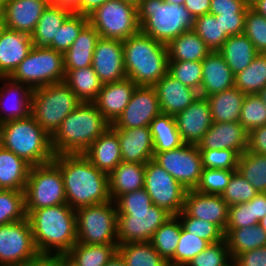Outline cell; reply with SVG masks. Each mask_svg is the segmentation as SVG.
Here are the masks:
<instances>
[{
	"label": "cell",
	"instance_id": "obj_47",
	"mask_svg": "<svg viewBox=\"0 0 266 266\" xmlns=\"http://www.w3.org/2000/svg\"><path fill=\"white\" fill-rule=\"evenodd\" d=\"M210 243L181 229V234L174 256L168 261L169 266H186L200 252L205 250Z\"/></svg>",
	"mask_w": 266,
	"mask_h": 266
},
{
	"label": "cell",
	"instance_id": "obj_44",
	"mask_svg": "<svg viewBox=\"0 0 266 266\" xmlns=\"http://www.w3.org/2000/svg\"><path fill=\"white\" fill-rule=\"evenodd\" d=\"M193 30L211 51H218L228 39L219 21V15L204 14L195 18Z\"/></svg>",
	"mask_w": 266,
	"mask_h": 266
},
{
	"label": "cell",
	"instance_id": "obj_67",
	"mask_svg": "<svg viewBox=\"0 0 266 266\" xmlns=\"http://www.w3.org/2000/svg\"><path fill=\"white\" fill-rule=\"evenodd\" d=\"M21 266H56L54 257H41L33 263Z\"/></svg>",
	"mask_w": 266,
	"mask_h": 266
},
{
	"label": "cell",
	"instance_id": "obj_50",
	"mask_svg": "<svg viewBox=\"0 0 266 266\" xmlns=\"http://www.w3.org/2000/svg\"><path fill=\"white\" fill-rule=\"evenodd\" d=\"M177 216L185 231L208 241L210 244L224 240V232L216 224L190 217L183 210Z\"/></svg>",
	"mask_w": 266,
	"mask_h": 266
},
{
	"label": "cell",
	"instance_id": "obj_57",
	"mask_svg": "<svg viewBox=\"0 0 266 266\" xmlns=\"http://www.w3.org/2000/svg\"><path fill=\"white\" fill-rule=\"evenodd\" d=\"M117 211L147 210L153 202L145 188L121 195L116 201Z\"/></svg>",
	"mask_w": 266,
	"mask_h": 266
},
{
	"label": "cell",
	"instance_id": "obj_32",
	"mask_svg": "<svg viewBox=\"0 0 266 266\" xmlns=\"http://www.w3.org/2000/svg\"><path fill=\"white\" fill-rule=\"evenodd\" d=\"M218 52L231 68L234 75L249 66L259 53L244 34L229 36Z\"/></svg>",
	"mask_w": 266,
	"mask_h": 266
},
{
	"label": "cell",
	"instance_id": "obj_76",
	"mask_svg": "<svg viewBox=\"0 0 266 266\" xmlns=\"http://www.w3.org/2000/svg\"><path fill=\"white\" fill-rule=\"evenodd\" d=\"M224 266H237L236 262L234 261V259L232 258L227 264H225Z\"/></svg>",
	"mask_w": 266,
	"mask_h": 266
},
{
	"label": "cell",
	"instance_id": "obj_64",
	"mask_svg": "<svg viewBox=\"0 0 266 266\" xmlns=\"http://www.w3.org/2000/svg\"><path fill=\"white\" fill-rule=\"evenodd\" d=\"M109 0H81L80 2V14L89 16L97 8L101 7Z\"/></svg>",
	"mask_w": 266,
	"mask_h": 266
},
{
	"label": "cell",
	"instance_id": "obj_3",
	"mask_svg": "<svg viewBox=\"0 0 266 266\" xmlns=\"http://www.w3.org/2000/svg\"><path fill=\"white\" fill-rule=\"evenodd\" d=\"M111 123L93 102L80 103L51 136L54 155L82 154Z\"/></svg>",
	"mask_w": 266,
	"mask_h": 266
},
{
	"label": "cell",
	"instance_id": "obj_17",
	"mask_svg": "<svg viewBox=\"0 0 266 266\" xmlns=\"http://www.w3.org/2000/svg\"><path fill=\"white\" fill-rule=\"evenodd\" d=\"M92 67L103 84L127 78L123 41L100 37L94 49Z\"/></svg>",
	"mask_w": 266,
	"mask_h": 266
},
{
	"label": "cell",
	"instance_id": "obj_19",
	"mask_svg": "<svg viewBox=\"0 0 266 266\" xmlns=\"http://www.w3.org/2000/svg\"><path fill=\"white\" fill-rule=\"evenodd\" d=\"M199 150L231 149L239 156L248 148V133L239 122H212L196 145Z\"/></svg>",
	"mask_w": 266,
	"mask_h": 266
},
{
	"label": "cell",
	"instance_id": "obj_10",
	"mask_svg": "<svg viewBox=\"0 0 266 266\" xmlns=\"http://www.w3.org/2000/svg\"><path fill=\"white\" fill-rule=\"evenodd\" d=\"M25 193V211L67 204L60 168L53 162L31 166Z\"/></svg>",
	"mask_w": 266,
	"mask_h": 266
},
{
	"label": "cell",
	"instance_id": "obj_6",
	"mask_svg": "<svg viewBox=\"0 0 266 266\" xmlns=\"http://www.w3.org/2000/svg\"><path fill=\"white\" fill-rule=\"evenodd\" d=\"M137 13L140 31L165 45L192 30L195 20L184 5L164 0H141Z\"/></svg>",
	"mask_w": 266,
	"mask_h": 266
},
{
	"label": "cell",
	"instance_id": "obj_45",
	"mask_svg": "<svg viewBox=\"0 0 266 266\" xmlns=\"http://www.w3.org/2000/svg\"><path fill=\"white\" fill-rule=\"evenodd\" d=\"M26 218L24 191L0 189V225Z\"/></svg>",
	"mask_w": 266,
	"mask_h": 266
},
{
	"label": "cell",
	"instance_id": "obj_56",
	"mask_svg": "<svg viewBox=\"0 0 266 266\" xmlns=\"http://www.w3.org/2000/svg\"><path fill=\"white\" fill-rule=\"evenodd\" d=\"M259 224L254 218L253 199L246 202L229 206L228 221L226 228H244Z\"/></svg>",
	"mask_w": 266,
	"mask_h": 266
},
{
	"label": "cell",
	"instance_id": "obj_43",
	"mask_svg": "<svg viewBox=\"0 0 266 266\" xmlns=\"http://www.w3.org/2000/svg\"><path fill=\"white\" fill-rule=\"evenodd\" d=\"M237 171L258 192L266 193V155L245 151L239 156Z\"/></svg>",
	"mask_w": 266,
	"mask_h": 266
},
{
	"label": "cell",
	"instance_id": "obj_36",
	"mask_svg": "<svg viewBox=\"0 0 266 266\" xmlns=\"http://www.w3.org/2000/svg\"><path fill=\"white\" fill-rule=\"evenodd\" d=\"M224 239L232 258L240 253L266 246V231L260 224L244 228H225Z\"/></svg>",
	"mask_w": 266,
	"mask_h": 266
},
{
	"label": "cell",
	"instance_id": "obj_48",
	"mask_svg": "<svg viewBox=\"0 0 266 266\" xmlns=\"http://www.w3.org/2000/svg\"><path fill=\"white\" fill-rule=\"evenodd\" d=\"M239 123L247 133L266 125V105L257 94L245 95Z\"/></svg>",
	"mask_w": 266,
	"mask_h": 266
},
{
	"label": "cell",
	"instance_id": "obj_33",
	"mask_svg": "<svg viewBox=\"0 0 266 266\" xmlns=\"http://www.w3.org/2000/svg\"><path fill=\"white\" fill-rule=\"evenodd\" d=\"M244 97L245 94L235 86L206 97L212 122H239Z\"/></svg>",
	"mask_w": 266,
	"mask_h": 266
},
{
	"label": "cell",
	"instance_id": "obj_11",
	"mask_svg": "<svg viewBox=\"0 0 266 266\" xmlns=\"http://www.w3.org/2000/svg\"><path fill=\"white\" fill-rule=\"evenodd\" d=\"M88 18L102 38L124 41L140 31L137 7L120 0L107 1Z\"/></svg>",
	"mask_w": 266,
	"mask_h": 266
},
{
	"label": "cell",
	"instance_id": "obj_28",
	"mask_svg": "<svg viewBox=\"0 0 266 266\" xmlns=\"http://www.w3.org/2000/svg\"><path fill=\"white\" fill-rule=\"evenodd\" d=\"M82 154L98 170L109 175L122 162L117 133L109 127Z\"/></svg>",
	"mask_w": 266,
	"mask_h": 266
},
{
	"label": "cell",
	"instance_id": "obj_29",
	"mask_svg": "<svg viewBox=\"0 0 266 266\" xmlns=\"http://www.w3.org/2000/svg\"><path fill=\"white\" fill-rule=\"evenodd\" d=\"M145 164L121 162L108 175L109 195L116 201L121 195L144 187Z\"/></svg>",
	"mask_w": 266,
	"mask_h": 266
},
{
	"label": "cell",
	"instance_id": "obj_25",
	"mask_svg": "<svg viewBox=\"0 0 266 266\" xmlns=\"http://www.w3.org/2000/svg\"><path fill=\"white\" fill-rule=\"evenodd\" d=\"M154 88L163 114L174 116L186 109L199 97V93L195 89L185 86L169 73L163 76L154 85Z\"/></svg>",
	"mask_w": 266,
	"mask_h": 266
},
{
	"label": "cell",
	"instance_id": "obj_55",
	"mask_svg": "<svg viewBox=\"0 0 266 266\" xmlns=\"http://www.w3.org/2000/svg\"><path fill=\"white\" fill-rule=\"evenodd\" d=\"M202 166L207 169L237 170L239 155L231 149L199 150Z\"/></svg>",
	"mask_w": 266,
	"mask_h": 266
},
{
	"label": "cell",
	"instance_id": "obj_4",
	"mask_svg": "<svg viewBox=\"0 0 266 266\" xmlns=\"http://www.w3.org/2000/svg\"><path fill=\"white\" fill-rule=\"evenodd\" d=\"M127 78L137 86H154L168 73L167 46L139 31L123 41Z\"/></svg>",
	"mask_w": 266,
	"mask_h": 266
},
{
	"label": "cell",
	"instance_id": "obj_14",
	"mask_svg": "<svg viewBox=\"0 0 266 266\" xmlns=\"http://www.w3.org/2000/svg\"><path fill=\"white\" fill-rule=\"evenodd\" d=\"M153 160L185 189L195 190L199 184L203 166L201 153L196 145L184 143L169 151L154 152Z\"/></svg>",
	"mask_w": 266,
	"mask_h": 266
},
{
	"label": "cell",
	"instance_id": "obj_13",
	"mask_svg": "<svg viewBox=\"0 0 266 266\" xmlns=\"http://www.w3.org/2000/svg\"><path fill=\"white\" fill-rule=\"evenodd\" d=\"M144 188L153 205L178 215L184 207L185 189L173 176L153 159L145 164Z\"/></svg>",
	"mask_w": 266,
	"mask_h": 266
},
{
	"label": "cell",
	"instance_id": "obj_61",
	"mask_svg": "<svg viewBox=\"0 0 266 266\" xmlns=\"http://www.w3.org/2000/svg\"><path fill=\"white\" fill-rule=\"evenodd\" d=\"M248 151L266 155V125L248 133Z\"/></svg>",
	"mask_w": 266,
	"mask_h": 266
},
{
	"label": "cell",
	"instance_id": "obj_31",
	"mask_svg": "<svg viewBox=\"0 0 266 266\" xmlns=\"http://www.w3.org/2000/svg\"><path fill=\"white\" fill-rule=\"evenodd\" d=\"M99 33L88 23L71 47L64 53V69L86 68L92 65L93 53Z\"/></svg>",
	"mask_w": 266,
	"mask_h": 266
},
{
	"label": "cell",
	"instance_id": "obj_9",
	"mask_svg": "<svg viewBox=\"0 0 266 266\" xmlns=\"http://www.w3.org/2000/svg\"><path fill=\"white\" fill-rule=\"evenodd\" d=\"M75 211L78 243L118 244V213L114 201L83 206Z\"/></svg>",
	"mask_w": 266,
	"mask_h": 266
},
{
	"label": "cell",
	"instance_id": "obj_38",
	"mask_svg": "<svg viewBox=\"0 0 266 266\" xmlns=\"http://www.w3.org/2000/svg\"><path fill=\"white\" fill-rule=\"evenodd\" d=\"M118 244L76 243L66 256L77 266H105L117 252Z\"/></svg>",
	"mask_w": 266,
	"mask_h": 266
},
{
	"label": "cell",
	"instance_id": "obj_73",
	"mask_svg": "<svg viewBox=\"0 0 266 266\" xmlns=\"http://www.w3.org/2000/svg\"><path fill=\"white\" fill-rule=\"evenodd\" d=\"M120 1L130 3V4L138 7V5H139V3H140L141 0H120Z\"/></svg>",
	"mask_w": 266,
	"mask_h": 266
},
{
	"label": "cell",
	"instance_id": "obj_20",
	"mask_svg": "<svg viewBox=\"0 0 266 266\" xmlns=\"http://www.w3.org/2000/svg\"><path fill=\"white\" fill-rule=\"evenodd\" d=\"M229 206L221 195L187 190L183 211L190 217L207 220L225 232Z\"/></svg>",
	"mask_w": 266,
	"mask_h": 266
},
{
	"label": "cell",
	"instance_id": "obj_18",
	"mask_svg": "<svg viewBox=\"0 0 266 266\" xmlns=\"http://www.w3.org/2000/svg\"><path fill=\"white\" fill-rule=\"evenodd\" d=\"M174 119L183 143L197 145L212 125L206 97L199 96L186 109L175 114Z\"/></svg>",
	"mask_w": 266,
	"mask_h": 266
},
{
	"label": "cell",
	"instance_id": "obj_46",
	"mask_svg": "<svg viewBox=\"0 0 266 266\" xmlns=\"http://www.w3.org/2000/svg\"><path fill=\"white\" fill-rule=\"evenodd\" d=\"M88 23V16L72 13L58 28V33L48 47L64 54Z\"/></svg>",
	"mask_w": 266,
	"mask_h": 266
},
{
	"label": "cell",
	"instance_id": "obj_1",
	"mask_svg": "<svg viewBox=\"0 0 266 266\" xmlns=\"http://www.w3.org/2000/svg\"><path fill=\"white\" fill-rule=\"evenodd\" d=\"M60 168L67 204L78 209L111 201L108 174L98 170L83 154L54 155Z\"/></svg>",
	"mask_w": 266,
	"mask_h": 266
},
{
	"label": "cell",
	"instance_id": "obj_60",
	"mask_svg": "<svg viewBox=\"0 0 266 266\" xmlns=\"http://www.w3.org/2000/svg\"><path fill=\"white\" fill-rule=\"evenodd\" d=\"M237 266H266V246H262L235 256Z\"/></svg>",
	"mask_w": 266,
	"mask_h": 266
},
{
	"label": "cell",
	"instance_id": "obj_2",
	"mask_svg": "<svg viewBox=\"0 0 266 266\" xmlns=\"http://www.w3.org/2000/svg\"><path fill=\"white\" fill-rule=\"evenodd\" d=\"M27 218L41 257L66 255L77 243L76 211L68 204L32 210Z\"/></svg>",
	"mask_w": 266,
	"mask_h": 266
},
{
	"label": "cell",
	"instance_id": "obj_21",
	"mask_svg": "<svg viewBox=\"0 0 266 266\" xmlns=\"http://www.w3.org/2000/svg\"><path fill=\"white\" fill-rule=\"evenodd\" d=\"M0 81L4 82L0 88V125L28 117L31 114L33 90L10 77H0Z\"/></svg>",
	"mask_w": 266,
	"mask_h": 266
},
{
	"label": "cell",
	"instance_id": "obj_40",
	"mask_svg": "<svg viewBox=\"0 0 266 266\" xmlns=\"http://www.w3.org/2000/svg\"><path fill=\"white\" fill-rule=\"evenodd\" d=\"M117 252L127 266H169L150 241L120 244Z\"/></svg>",
	"mask_w": 266,
	"mask_h": 266
},
{
	"label": "cell",
	"instance_id": "obj_66",
	"mask_svg": "<svg viewBox=\"0 0 266 266\" xmlns=\"http://www.w3.org/2000/svg\"><path fill=\"white\" fill-rule=\"evenodd\" d=\"M250 7L266 17V0H250Z\"/></svg>",
	"mask_w": 266,
	"mask_h": 266
},
{
	"label": "cell",
	"instance_id": "obj_15",
	"mask_svg": "<svg viewBox=\"0 0 266 266\" xmlns=\"http://www.w3.org/2000/svg\"><path fill=\"white\" fill-rule=\"evenodd\" d=\"M118 245L150 241L154 232L172 215L164 208L152 205L147 210L117 211Z\"/></svg>",
	"mask_w": 266,
	"mask_h": 266
},
{
	"label": "cell",
	"instance_id": "obj_8",
	"mask_svg": "<svg viewBox=\"0 0 266 266\" xmlns=\"http://www.w3.org/2000/svg\"><path fill=\"white\" fill-rule=\"evenodd\" d=\"M10 78L29 86L32 90L63 82L65 78L64 54L49 47L33 45Z\"/></svg>",
	"mask_w": 266,
	"mask_h": 266
},
{
	"label": "cell",
	"instance_id": "obj_69",
	"mask_svg": "<svg viewBox=\"0 0 266 266\" xmlns=\"http://www.w3.org/2000/svg\"><path fill=\"white\" fill-rule=\"evenodd\" d=\"M56 266H77L66 255L54 257Z\"/></svg>",
	"mask_w": 266,
	"mask_h": 266
},
{
	"label": "cell",
	"instance_id": "obj_41",
	"mask_svg": "<svg viewBox=\"0 0 266 266\" xmlns=\"http://www.w3.org/2000/svg\"><path fill=\"white\" fill-rule=\"evenodd\" d=\"M234 85L245 95L258 94L266 86V53H258L249 66L236 74Z\"/></svg>",
	"mask_w": 266,
	"mask_h": 266
},
{
	"label": "cell",
	"instance_id": "obj_37",
	"mask_svg": "<svg viewBox=\"0 0 266 266\" xmlns=\"http://www.w3.org/2000/svg\"><path fill=\"white\" fill-rule=\"evenodd\" d=\"M64 82L82 102H93L103 85L92 65L86 68L66 69Z\"/></svg>",
	"mask_w": 266,
	"mask_h": 266
},
{
	"label": "cell",
	"instance_id": "obj_75",
	"mask_svg": "<svg viewBox=\"0 0 266 266\" xmlns=\"http://www.w3.org/2000/svg\"><path fill=\"white\" fill-rule=\"evenodd\" d=\"M259 224L266 231V215L260 220Z\"/></svg>",
	"mask_w": 266,
	"mask_h": 266
},
{
	"label": "cell",
	"instance_id": "obj_54",
	"mask_svg": "<svg viewBox=\"0 0 266 266\" xmlns=\"http://www.w3.org/2000/svg\"><path fill=\"white\" fill-rule=\"evenodd\" d=\"M232 259L226 240L211 243L186 266H224Z\"/></svg>",
	"mask_w": 266,
	"mask_h": 266
},
{
	"label": "cell",
	"instance_id": "obj_51",
	"mask_svg": "<svg viewBox=\"0 0 266 266\" xmlns=\"http://www.w3.org/2000/svg\"><path fill=\"white\" fill-rule=\"evenodd\" d=\"M257 194L258 191L253 185L238 171H235L221 196L228 206H232L235 204L246 203L252 200Z\"/></svg>",
	"mask_w": 266,
	"mask_h": 266
},
{
	"label": "cell",
	"instance_id": "obj_35",
	"mask_svg": "<svg viewBox=\"0 0 266 266\" xmlns=\"http://www.w3.org/2000/svg\"><path fill=\"white\" fill-rule=\"evenodd\" d=\"M71 14L69 10L50 2L30 35L32 44L37 47H48L58 33V28Z\"/></svg>",
	"mask_w": 266,
	"mask_h": 266
},
{
	"label": "cell",
	"instance_id": "obj_26",
	"mask_svg": "<svg viewBox=\"0 0 266 266\" xmlns=\"http://www.w3.org/2000/svg\"><path fill=\"white\" fill-rule=\"evenodd\" d=\"M235 75L218 51H211L202 60V83L199 96L208 97L233 88Z\"/></svg>",
	"mask_w": 266,
	"mask_h": 266
},
{
	"label": "cell",
	"instance_id": "obj_65",
	"mask_svg": "<svg viewBox=\"0 0 266 266\" xmlns=\"http://www.w3.org/2000/svg\"><path fill=\"white\" fill-rule=\"evenodd\" d=\"M50 1L51 3L58 5L64 9H67L72 13L80 14L81 0H50Z\"/></svg>",
	"mask_w": 266,
	"mask_h": 266
},
{
	"label": "cell",
	"instance_id": "obj_16",
	"mask_svg": "<svg viewBox=\"0 0 266 266\" xmlns=\"http://www.w3.org/2000/svg\"><path fill=\"white\" fill-rule=\"evenodd\" d=\"M161 113L154 86H137L123 113L110 127L112 129L149 127L153 119Z\"/></svg>",
	"mask_w": 266,
	"mask_h": 266
},
{
	"label": "cell",
	"instance_id": "obj_62",
	"mask_svg": "<svg viewBox=\"0 0 266 266\" xmlns=\"http://www.w3.org/2000/svg\"><path fill=\"white\" fill-rule=\"evenodd\" d=\"M211 0H185L184 6L193 18L209 14Z\"/></svg>",
	"mask_w": 266,
	"mask_h": 266
},
{
	"label": "cell",
	"instance_id": "obj_23",
	"mask_svg": "<svg viewBox=\"0 0 266 266\" xmlns=\"http://www.w3.org/2000/svg\"><path fill=\"white\" fill-rule=\"evenodd\" d=\"M137 85L130 79L105 83L93 101L102 115L113 124L123 113Z\"/></svg>",
	"mask_w": 266,
	"mask_h": 266
},
{
	"label": "cell",
	"instance_id": "obj_68",
	"mask_svg": "<svg viewBox=\"0 0 266 266\" xmlns=\"http://www.w3.org/2000/svg\"><path fill=\"white\" fill-rule=\"evenodd\" d=\"M105 266H127L121 255L116 252Z\"/></svg>",
	"mask_w": 266,
	"mask_h": 266
},
{
	"label": "cell",
	"instance_id": "obj_22",
	"mask_svg": "<svg viewBox=\"0 0 266 266\" xmlns=\"http://www.w3.org/2000/svg\"><path fill=\"white\" fill-rule=\"evenodd\" d=\"M50 0H8L3 12L5 28L31 35Z\"/></svg>",
	"mask_w": 266,
	"mask_h": 266
},
{
	"label": "cell",
	"instance_id": "obj_71",
	"mask_svg": "<svg viewBox=\"0 0 266 266\" xmlns=\"http://www.w3.org/2000/svg\"><path fill=\"white\" fill-rule=\"evenodd\" d=\"M4 29H5L4 16L2 13H0V35Z\"/></svg>",
	"mask_w": 266,
	"mask_h": 266
},
{
	"label": "cell",
	"instance_id": "obj_27",
	"mask_svg": "<svg viewBox=\"0 0 266 266\" xmlns=\"http://www.w3.org/2000/svg\"><path fill=\"white\" fill-rule=\"evenodd\" d=\"M32 46L29 34L5 28L0 35V77H10Z\"/></svg>",
	"mask_w": 266,
	"mask_h": 266
},
{
	"label": "cell",
	"instance_id": "obj_52",
	"mask_svg": "<svg viewBox=\"0 0 266 266\" xmlns=\"http://www.w3.org/2000/svg\"><path fill=\"white\" fill-rule=\"evenodd\" d=\"M235 171L237 170L203 168L199 184L195 190L203 194L221 195Z\"/></svg>",
	"mask_w": 266,
	"mask_h": 266
},
{
	"label": "cell",
	"instance_id": "obj_74",
	"mask_svg": "<svg viewBox=\"0 0 266 266\" xmlns=\"http://www.w3.org/2000/svg\"><path fill=\"white\" fill-rule=\"evenodd\" d=\"M7 1L8 0H0V13H2V14L4 12Z\"/></svg>",
	"mask_w": 266,
	"mask_h": 266
},
{
	"label": "cell",
	"instance_id": "obj_24",
	"mask_svg": "<svg viewBox=\"0 0 266 266\" xmlns=\"http://www.w3.org/2000/svg\"><path fill=\"white\" fill-rule=\"evenodd\" d=\"M119 138L123 162L146 164L154 157V143L149 127L113 129Z\"/></svg>",
	"mask_w": 266,
	"mask_h": 266
},
{
	"label": "cell",
	"instance_id": "obj_42",
	"mask_svg": "<svg viewBox=\"0 0 266 266\" xmlns=\"http://www.w3.org/2000/svg\"><path fill=\"white\" fill-rule=\"evenodd\" d=\"M182 225L177 215L169 217L153 234L150 242L154 249L168 262L175 254Z\"/></svg>",
	"mask_w": 266,
	"mask_h": 266
},
{
	"label": "cell",
	"instance_id": "obj_63",
	"mask_svg": "<svg viewBox=\"0 0 266 266\" xmlns=\"http://www.w3.org/2000/svg\"><path fill=\"white\" fill-rule=\"evenodd\" d=\"M253 212L258 222L266 215V193L258 192L253 198Z\"/></svg>",
	"mask_w": 266,
	"mask_h": 266
},
{
	"label": "cell",
	"instance_id": "obj_53",
	"mask_svg": "<svg viewBox=\"0 0 266 266\" xmlns=\"http://www.w3.org/2000/svg\"><path fill=\"white\" fill-rule=\"evenodd\" d=\"M243 34L253 43L259 53H266V17L248 8Z\"/></svg>",
	"mask_w": 266,
	"mask_h": 266
},
{
	"label": "cell",
	"instance_id": "obj_59",
	"mask_svg": "<svg viewBox=\"0 0 266 266\" xmlns=\"http://www.w3.org/2000/svg\"><path fill=\"white\" fill-rule=\"evenodd\" d=\"M246 14H221L219 15L222 31L227 36L243 34Z\"/></svg>",
	"mask_w": 266,
	"mask_h": 266
},
{
	"label": "cell",
	"instance_id": "obj_72",
	"mask_svg": "<svg viewBox=\"0 0 266 266\" xmlns=\"http://www.w3.org/2000/svg\"><path fill=\"white\" fill-rule=\"evenodd\" d=\"M167 3H174V4H178V5H184L185 0H164Z\"/></svg>",
	"mask_w": 266,
	"mask_h": 266
},
{
	"label": "cell",
	"instance_id": "obj_5",
	"mask_svg": "<svg viewBox=\"0 0 266 266\" xmlns=\"http://www.w3.org/2000/svg\"><path fill=\"white\" fill-rule=\"evenodd\" d=\"M0 144L31 166L53 161L51 137L30 114L0 125Z\"/></svg>",
	"mask_w": 266,
	"mask_h": 266
},
{
	"label": "cell",
	"instance_id": "obj_49",
	"mask_svg": "<svg viewBox=\"0 0 266 266\" xmlns=\"http://www.w3.org/2000/svg\"><path fill=\"white\" fill-rule=\"evenodd\" d=\"M168 73L198 93L202 83V61H168Z\"/></svg>",
	"mask_w": 266,
	"mask_h": 266
},
{
	"label": "cell",
	"instance_id": "obj_30",
	"mask_svg": "<svg viewBox=\"0 0 266 266\" xmlns=\"http://www.w3.org/2000/svg\"><path fill=\"white\" fill-rule=\"evenodd\" d=\"M31 165L0 144V189L24 191Z\"/></svg>",
	"mask_w": 266,
	"mask_h": 266
},
{
	"label": "cell",
	"instance_id": "obj_39",
	"mask_svg": "<svg viewBox=\"0 0 266 266\" xmlns=\"http://www.w3.org/2000/svg\"><path fill=\"white\" fill-rule=\"evenodd\" d=\"M152 133L154 152L169 151L183 145L173 115L156 116L149 125Z\"/></svg>",
	"mask_w": 266,
	"mask_h": 266
},
{
	"label": "cell",
	"instance_id": "obj_70",
	"mask_svg": "<svg viewBox=\"0 0 266 266\" xmlns=\"http://www.w3.org/2000/svg\"><path fill=\"white\" fill-rule=\"evenodd\" d=\"M266 105V86L257 94Z\"/></svg>",
	"mask_w": 266,
	"mask_h": 266
},
{
	"label": "cell",
	"instance_id": "obj_12",
	"mask_svg": "<svg viewBox=\"0 0 266 266\" xmlns=\"http://www.w3.org/2000/svg\"><path fill=\"white\" fill-rule=\"evenodd\" d=\"M40 258L28 218L0 225V266H21Z\"/></svg>",
	"mask_w": 266,
	"mask_h": 266
},
{
	"label": "cell",
	"instance_id": "obj_34",
	"mask_svg": "<svg viewBox=\"0 0 266 266\" xmlns=\"http://www.w3.org/2000/svg\"><path fill=\"white\" fill-rule=\"evenodd\" d=\"M166 46L169 61H202L211 52L193 29L183 32Z\"/></svg>",
	"mask_w": 266,
	"mask_h": 266
},
{
	"label": "cell",
	"instance_id": "obj_58",
	"mask_svg": "<svg viewBox=\"0 0 266 266\" xmlns=\"http://www.w3.org/2000/svg\"><path fill=\"white\" fill-rule=\"evenodd\" d=\"M250 0H211L209 14H246Z\"/></svg>",
	"mask_w": 266,
	"mask_h": 266
},
{
	"label": "cell",
	"instance_id": "obj_7",
	"mask_svg": "<svg viewBox=\"0 0 266 266\" xmlns=\"http://www.w3.org/2000/svg\"><path fill=\"white\" fill-rule=\"evenodd\" d=\"M82 101L63 81L33 90L31 115L51 137Z\"/></svg>",
	"mask_w": 266,
	"mask_h": 266
}]
</instances>
